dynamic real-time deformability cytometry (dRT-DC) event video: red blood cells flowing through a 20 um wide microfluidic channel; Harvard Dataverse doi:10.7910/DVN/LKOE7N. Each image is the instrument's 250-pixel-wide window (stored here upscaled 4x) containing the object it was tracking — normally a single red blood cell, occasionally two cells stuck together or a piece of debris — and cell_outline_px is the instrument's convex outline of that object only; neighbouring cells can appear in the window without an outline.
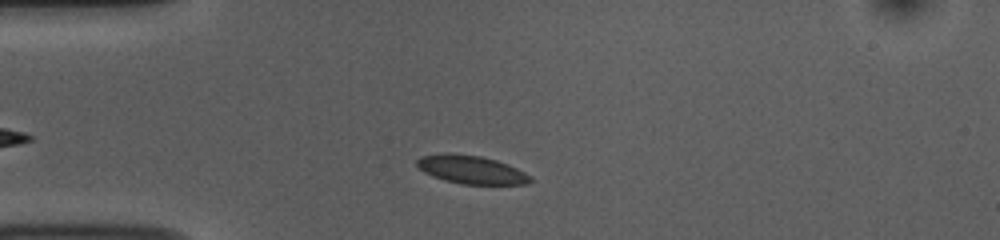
{"species": "common noctule bat (a hibernating species)", "species_latin": "Nyctalus noctula", "temperature_condition": "room temperature", "stored_images_in_passage": 37, "camera_frame_rate_fps": 3000, "um_per_image_px": 0.085, "animal": {"sex": "female", "body_mass_g": 10.0, "forearm_length_mm": 53.1}, "frame": {"image": 1, "passage_image": 5, "time_ms": 1.333, "image_size_px": [1000, 240], "cell_outline_px": [[536, 180], [528, 184], [460, 184], [444, 180], [432, 176], [424, 172], [416, 164], [416, 160], [420, 156], [440, 152], [452, 152], [480, 156], [496, 160], [508, 164], [532, 176]], "centroid_in_image_um": [40.06, 14.41], "position_along_channel_um": 44.9, "area_um2": 19.07}}
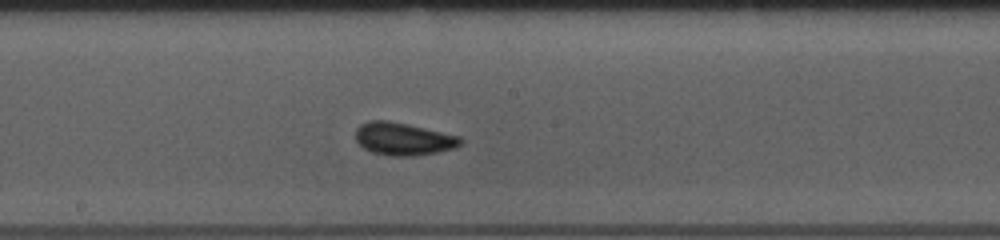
{"frame": {"image": 2, "passage_image": 20, "time_ms": 6.333, "image_size_px": [1000, 240], "cell_outline_px": [[464, 140], [456, 148], [436, 152], [412, 156], [388, 156], [372, 152], [364, 148], [356, 140], [356, 128], [360, 124], [368, 120], [388, 120], [408, 124], [460, 136]], "centroid_in_image_um": [34.27, 11.8], "position_along_channel_um": 213.9, "area_um2": 20.06}}
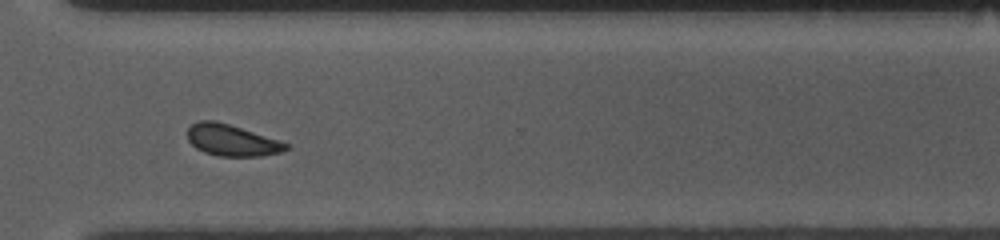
{"frame": {"image": 3, "passage_image": 31, "time_ms": 10.0, "image_size_px": [1000, 240], "cell_outline_px": [[292, 144], [288, 148], [280, 152], [260, 156], [216, 156], [204, 152], [196, 148], [188, 140], [188, 128], [192, 124], [200, 120], [216, 120]], "centroid_in_image_um": [19.7, 11.92], "position_along_channel_um": 350.9, "area_um2": 18.03}, "authors_computed_cell_mechanics": {"area_um2": 18.6694, "velocity_mm_per_s": 3.7326, "shape_relaxation_time_tau1_ms": 4.0152, "shape_relaxation_time_tau2_ms": null, "deformation_change_tau1": 0.0871, "deformation_change_tau2": null}}